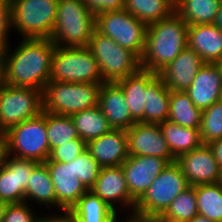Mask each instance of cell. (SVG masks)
<instances>
[{
  "mask_svg": "<svg viewBox=\"0 0 222 222\" xmlns=\"http://www.w3.org/2000/svg\"><path fill=\"white\" fill-rule=\"evenodd\" d=\"M157 76L155 72L140 68L134 74L116 81L125 95L131 117L136 122L144 123L145 89Z\"/></svg>",
  "mask_w": 222,
  "mask_h": 222,
  "instance_id": "603a6c76",
  "label": "cell"
},
{
  "mask_svg": "<svg viewBox=\"0 0 222 222\" xmlns=\"http://www.w3.org/2000/svg\"><path fill=\"white\" fill-rule=\"evenodd\" d=\"M7 206H8V203L0 200V222L3 221V217H4Z\"/></svg>",
  "mask_w": 222,
  "mask_h": 222,
  "instance_id": "c3c4849f",
  "label": "cell"
},
{
  "mask_svg": "<svg viewBox=\"0 0 222 222\" xmlns=\"http://www.w3.org/2000/svg\"><path fill=\"white\" fill-rule=\"evenodd\" d=\"M55 44L50 39L22 38L14 51L8 46L6 84L44 91L50 81V70Z\"/></svg>",
  "mask_w": 222,
  "mask_h": 222,
  "instance_id": "6da1fadb",
  "label": "cell"
},
{
  "mask_svg": "<svg viewBox=\"0 0 222 222\" xmlns=\"http://www.w3.org/2000/svg\"><path fill=\"white\" fill-rule=\"evenodd\" d=\"M189 187L180 165L169 163L136 202L132 217L152 220L161 216L174 198Z\"/></svg>",
  "mask_w": 222,
  "mask_h": 222,
  "instance_id": "277c9868",
  "label": "cell"
},
{
  "mask_svg": "<svg viewBox=\"0 0 222 222\" xmlns=\"http://www.w3.org/2000/svg\"><path fill=\"white\" fill-rule=\"evenodd\" d=\"M45 163L54 186L56 207L63 213L68 212L88 190L75 175L73 160L64 163L48 159Z\"/></svg>",
  "mask_w": 222,
  "mask_h": 222,
  "instance_id": "e0dca14e",
  "label": "cell"
},
{
  "mask_svg": "<svg viewBox=\"0 0 222 222\" xmlns=\"http://www.w3.org/2000/svg\"><path fill=\"white\" fill-rule=\"evenodd\" d=\"M7 157V142L4 132H0V168L4 165Z\"/></svg>",
  "mask_w": 222,
  "mask_h": 222,
  "instance_id": "7bdbcfd3",
  "label": "cell"
},
{
  "mask_svg": "<svg viewBox=\"0 0 222 222\" xmlns=\"http://www.w3.org/2000/svg\"><path fill=\"white\" fill-rule=\"evenodd\" d=\"M95 29L142 58L146 46L147 25L125 9L96 15Z\"/></svg>",
  "mask_w": 222,
  "mask_h": 222,
  "instance_id": "30bf717a",
  "label": "cell"
},
{
  "mask_svg": "<svg viewBox=\"0 0 222 222\" xmlns=\"http://www.w3.org/2000/svg\"><path fill=\"white\" fill-rule=\"evenodd\" d=\"M198 214L195 186H189L177 195L160 216L179 222H189Z\"/></svg>",
  "mask_w": 222,
  "mask_h": 222,
  "instance_id": "836d02e7",
  "label": "cell"
},
{
  "mask_svg": "<svg viewBox=\"0 0 222 222\" xmlns=\"http://www.w3.org/2000/svg\"><path fill=\"white\" fill-rule=\"evenodd\" d=\"M31 203L8 204L2 222H36L39 216L30 208Z\"/></svg>",
  "mask_w": 222,
  "mask_h": 222,
  "instance_id": "74e56055",
  "label": "cell"
},
{
  "mask_svg": "<svg viewBox=\"0 0 222 222\" xmlns=\"http://www.w3.org/2000/svg\"><path fill=\"white\" fill-rule=\"evenodd\" d=\"M128 154L134 156H156L168 163L176 161L162 135L159 124L136 122L126 130Z\"/></svg>",
  "mask_w": 222,
  "mask_h": 222,
  "instance_id": "7c38bea8",
  "label": "cell"
},
{
  "mask_svg": "<svg viewBox=\"0 0 222 222\" xmlns=\"http://www.w3.org/2000/svg\"><path fill=\"white\" fill-rule=\"evenodd\" d=\"M188 24L174 12L149 24L141 68L158 73L187 47Z\"/></svg>",
  "mask_w": 222,
  "mask_h": 222,
  "instance_id": "7a4b0ae2",
  "label": "cell"
},
{
  "mask_svg": "<svg viewBox=\"0 0 222 222\" xmlns=\"http://www.w3.org/2000/svg\"><path fill=\"white\" fill-rule=\"evenodd\" d=\"M38 163L7 155L0 168V200L8 204L24 202L30 173Z\"/></svg>",
  "mask_w": 222,
  "mask_h": 222,
  "instance_id": "5bb4252c",
  "label": "cell"
},
{
  "mask_svg": "<svg viewBox=\"0 0 222 222\" xmlns=\"http://www.w3.org/2000/svg\"><path fill=\"white\" fill-rule=\"evenodd\" d=\"M5 133L7 155L45 162L50 157L47 139L46 112L10 127Z\"/></svg>",
  "mask_w": 222,
  "mask_h": 222,
  "instance_id": "52a82bcc",
  "label": "cell"
},
{
  "mask_svg": "<svg viewBox=\"0 0 222 222\" xmlns=\"http://www.w3.org/2000/svg\"><path fill=\"white\" fill-rule=\"evenodd\" d=\"M100 169L101 167L88 150L73 160L74 173L87 190L96 183Z\"/></svg>",
  "mask_w": 222,
  "mask_h": 222,
  "instance_id": "d590c367",
  "label": "cell"
},
{
  "mask_svg": "<svg viewBox=\"0 0 222 222\" xmlns=\"http://www.w3.org/2000/svg\"><path fill=\"white\" fill-rule=\"evenodd\" d=\"M56 207V194L45 162H39L30 173V179L24 195V202Z\"/></svg>",
  "mask_w": 222,
  "mask_h": 222,
  "instance_id": "484cf974",
  "label": "cell"
},
{
  "mask_svg": "<svg viewBox=\"0 0 222 222\" xmlns=\"http://www.w3.org/2000/svg\"><path fill=\"white\" fill-rule=\"evenodd\" d=\"M144 123L160 124L169 117L170 90L157 76L145 89Z\"/></svg>",
  "mask_w": 222,
  "mask_h": 222,
  "instance_id": "d4e9b609",
  "label": "cell"
},
{
  "mask_svg": "<svg viewBox=\"0 0 222 222\" xmlns=\"http://www.w3.org/2000/svg\"><path fill=\"white\" fill-rule=\"evenodd\" d=\"M68 213L77 222H117L119 217L112 207L89 190L79 198Z\"/></svg>",
  "mask_w": 222,
  "mask_h": 222,
  "instance_id": "cb8c5ba5",
  "label": "cell"
},
{
  "mask_svg": "<svg viewBox=\"0 0 222 222\" xmlns=\"http://www.w3.org/2000/svg\"><path fill=\"white\" fill-rule=\"evenodd\" d=\"M43 112V92L4 84L0 87V132Z\"/></svg>",
  "mask_w": 222,
  "mask_h": 222,
  "instance_id": "8fae6325",
  "label": "cell"
},
{
  "mask_svg": "<svg viewBox=\"0 0 222 222\" xmlns=\"http://www.w3.org/2000/svg\"><path fill=\"white\" fill-rule=\"evenodd\" d=\"M12 29V7L11 2L0 0V49L9 46V32Z\"/></svg>",
  "mask_w": 222,
  "mask_h": 222,
  "instance_id": "f35d334b",
  "label": "cell"
},
{
  "mask_svg": "<svg viewBox=\"0 0 222 222\" xmlns=\"http://www.w3.org/2000/svg\"><path fill=\"white\" fill-rule=\"evenodd\" d=\"M58 0H13L12 28L23 38L50 39Z\"/></svg>",
  "mask_w": 222,
  "mask_h": 222,
  "instance_id": "ba28073f",
  "label": "cell"
},
{
  "mask_svg": "<svg viewBox=\"0 0 222 222\" xmlns=\"http://www.w3.org/2000/svg\"><path fill=\"white\" fill-rule=\"evenodd\" d=\"M207 145L212 150L214 157L218 162L220 168H222V139L211 141Z\"/></svg>",
  "mask_w": 222,
  "mask_h": 222,
  "instance_id": "60d3db41",
  "label": "cell"
},
{
  "mask_svg": "<svg viewBox=\"0 0 222 222\" xmlns=\"http://www.w3.org/2000/svg\"><path fill=\"white\" fill-rule=\"evenodd\" d=\"M87 47L99 64L104 82H116L141 68V59L134 52L96 30Z\"/></svg>",
  "mask_w": 222,
  "mask_h": 222,
  "instance_id": "9c48e42d",
  "label": "cell"
},
{
  "mask_svg": "<svg viewBox=\"0 0 222 222\" xmlns=\"http://www.w3.org/2000/svg\"><path fill=\"white\" fill-rule=\"evenodd\" d=\"M50 80L71 83H104L99 64L87 46H55Z\"/></svg>",
  "mask_w": 222,
  "mask_h": 222,
  "instance_id": "5b68a950",
  "label": "cell"
},
{
  "mask_svg": "<svg viewBox=\"0 0 222 222\" xmlns=\"http://www.w3.org/2000/svg\"><path fill=\"white\" fill-rule=\"evenodd\" d=\"M58 222H77L68 212L58 214Z\"/></svg>",
  "mask_w": 222,
  "mask_h": 222,
  "instance_id": "f6af8a7d",
  "label": "cell"
},
{
  "mask_svg": "<svg viewBox=\"0 0 222 222\" xmlns=\"http://www.w3.org/2000/svg\"><path fill=\"white\" fill-rule=\"evenodd\" d=\"M169 163L156 156L129 157L121 164L130 197L137 202Z\"/></svg>",
  "mask_w": 222,
  "mask_h": 222,
  "instance_id": "4fadbf2b",
  "label": "cell"
},
{
  "mask_svg": "<svg viewBox=\"0 0 222 222\" xmlns=\"http://www.w3.org/2000/svg\"><path fill=\"white\" fill-rule=\"evenodd\" d=\"M168 120L186 128L200 129L202 111L186 91H170Z\"/></svg>",
  "mask_w": 222,
  "mask_h": 222,
  "instance_id": "f546056e",
  "label": "cell"
},
{
  "mask_svg": "<svg viewBox=\"0 0 222 222\" xmlns=\"http://www.w3.org/2000/svg\"><path fill=\"white\" fill-rule=\"evenodd\" d=\"M98 105L112 129L128 130L136 123L131 117L125 95L116 82L101 84Z\"/></svg>",
  "mask_w": 222,
  "mask_h": 222,
  "instance_id": "ffe728a7",
  "label": "cell"
},
{
  "mask_svg": "<svg viewBox=\"0 0 222 222\" xmlns=\"http://www.w3.org/2000/svg\"><path fill=\"white\" fill-rule=\"evenodd\" d=\"M89 191L100 197L117 213V203L119 207L129 208L131 212L128 216H132L136 202L130 197L122 166L102 167L96 183Z\"/></svg>",
  "mask_w": 222,
  "mask_h": 222,
  "instance_id": "2e32d148",
  "label": "cell"
},
{
  "mask_svg": "<svg viewBox=\"0 0 222 222\" xmlns=\"http://www.w3.org/2000/svg\"><path fill=\"white\" fill-rule=\"evenodd\" d=\"M176 162L189 186L213 184L219 180L220 166L207 144L180 155Z\"/></svg>",
  "mask_w": 222,
  "mask_h": 222,
  "instance_id": "9a60e30c",
  "label": "cell"
},
{
  "mask_svg": "<svg viewBox=\"0 0 222 222\" xmlns=\"http://www.w3.org/2000/svg\"><path fill=\"white\" fill-rule=\"evenodd\" d=\"M222 0H175V12L188 24H214Z\"/></svg>",
  "mask_w": 222,
  "mask_h": 222,
  "instance_id": "83f0119b",
  "label": "cell"
},
{
  "mask_svg": "<svg viewBox=\"0 0 222 222\" xmlns=\"http://www.w3.org/2000/svg\"><path fill=\"white\" fill-rule=\"evenodd\" d=\"M125 10L148 26L172 15L175 0H125Z\"/></svg>",
  "mask_w": 222,
  "mask_h": 222,
  "instance_id": "4dcf8cb0",
  "label": "cell"
},
{
  "mask_svg": "<svg viewBox=\"0 0 222 222\" xmlns=\"http://www.w3.org/2000/svg\"><path fill=\"white\" fill-rule=\"evenodd\" d=\"M198 214L222 222V186L217 182L195 186Z\"/></svg>",
  "mask_w": 222,
  "mask_h": 222,
  "instance_id": "1f68e13d",
  "label": "cell"
},
{
  "mask_svg": "<svg viewBox=\"0 0 222 222\" xmlns=\"http://www.w3.org/2000/svg\"><path fill=\"white\" fill-rule=\"evenodd\" d=\"M43 215L44 214H42L41 217H39L36 222H58V214L56 215V213H55V215L54 214L53 215L47 214V216L45 214L44 217H43Z\"/></svg>",
  "mask_w": 222,
  "mask_h": 222,
  "instance_id": "ee69618b",
  "label": "cell"
},
{
  "mask_svg": "<svg viewBox=\"0 0 222 222\" xmlns=\"http://www.w3.org/2000/svg\"><path fill=\"white\" fill-rule=\"evenodd\" d=\"M87 150V143L82 139H73L51 151L49 159L57 162H70Z\"/></svg>",
  "mask_w": 222,
  "mask_h": 222,
  "instance_id": "8d00e7d4",
  "label": "cell"
},
{
  "mask_svg": "<svg viewBox=\"0 0 222 222\" xmlns=\"http://www.w3.org/2000/svg\"><path fill=\"white\" fill-rule=\"evenodd\" d=\"M96 15L82 0H58L50 40L59 47H86L96 30Z\"/></svg>",
  "mask_w": 222,
  "mask_h": 222,
  "instance_id": "3957f363",
  "label": "cell"
},
{
  "mask_svg": "<svg viewBox=\"0 0 222 222\" xmlns=\"http://www.w3.org/2000/svg\"><path fill=\"white\" fill-rule=\"evenodd\" d=\"M89 10L95 14L125 9V0H82Z\"/></svg>",
  "mask_w": 222,
  "mask_h": 222,
  "instance_id": "ab89813d",
  "label": "cell"
},
{
  "mask_svg": "<svg viewBox=\"0 0 222 222\" xmlns=\"http://www.w3.org/2000/svg\"><path fill=\"white\" fill-rule=\"evenodd\" d=\"M221 89L219 68L215 63H205L186 92L195 106L204 111L213 103L220 101Z\"/></svg>",
  "mask_w": 222,
  "mask_h": 222,
  "instance_id": "44dd1931",
  "label": "cell"
},
{
  "mask_svg": "<svg viewBox=\"0 0 222 222\" xmlns=\"http://www.w3.org/2000/svg\"><path fill=\"white\" fill-rule=\"evenodd\" d=\"M189 222H213L206 218L205 216H202L200 214H197L194 218H192Z\"/></svg>",
  "mask_w": 222,
  "mask_h": 222,
  "instance_id": "7dc6e473",
  "label": "cell"
},
{
  "mask_svg": "<svg viewBox=\"0 0 222 222\" xmlns=\"http://www.w3.org/2000/svg\"><path fill=\"white\" fill-rule=\"evenodd\" d=\"M6 83L5 49H0V87Z\"/></svg>",
  "mask_w": 222,
  "mask_h": 222,
  "instance_id": "b9f144b4",
  "label": "cell"
},
{
  "mask_svg": "<svg viewBox=\"0 0 222 222\" xmlns=\"http://www.w3.org/2000/svg\"><path fill=\"white\" fill-rule=\"evenodd\" d=\"M187 46L205 63L222 59V30L214 24L188 25Z\"/></svg>",
  "mask_w": 222,
  "mask_h": 222,
  "instance_id": "7402d4cb",
  "label": "cell"
},
{
  "mask_svg": "<svg viewBox=\"0 0 222 222\" xmlns=\"http://www.w3.org/2000/svg\"><path fill=\"white\" fill-rule=\"evenodd\" d=\"M214 25L218 26L222 30V1L220 3L219 11H218V14L216 16Z\"/></svg>",
  "mask_w": 222,
  "mask_h": 222,
  "instance_id": "bcb514c9",
  "label": "cell"
},
{
  "mask_svg": "<svg viewBox=\"0 0 222 222\" xmlns=\"http://www.w3.org/2000/svg\"><path fill=\"white\" fill-rule=\"evenodd\" d=\"M204 64L202 58L187 46L157 74L170 91H186Z\"/></svg>",
  "mask_w": 222,
  "mask_h": 222,
  "instance_id": "ac0fdd59",
  "label": "cell"
},
{
  "mask_svg": "<svg viewBox=\"0 0 222 222\" xmlns=\"http://www.w3.org/2000/svg\"><path fill=\"white\" fill-rule=\"evenodd\" d=\"M101 84L50 80L43 91V111L71 116L98 105Z\"/></svg>",
  "mask_w": 222,
  "mask_h": 222,
  "instance_id": "8992f818",
  "label": "cell"
},
{
  "mask_svg": "<svg viewBox=\"0 0 222 222\" xmlns=\"http://www.w3.org/2000/svg\"><path fill=\"white\" fill-rule=\"evenodd\" d=\"M46 130L50 152L73 139L78 133L70 116L46 112Z\"/></svg>",
  "mask_w": 222,
  "mask_h": 222,
  "instance_id": "d6a6232c",
  "label": "cell"
},
{
  "mask_svg": "<svg viewBox=\"0 0 222 222\" xmlns=\"http://www.w3.org/2000/svg\"><path fill=\"white\" fill-rule=\"evenodd\" d=\"M152 221L153 222H179V221H172V220H169V219H165V218H162L160 216L153 218Z\"/></svg>",
  "mask_w": 222,
  "mask_h": 222,
  "instance_id": "f907efd6",
  "label": "cell"
},
{
  "mask_svg": "<svg viewBox=\"0 0 222 222\" xmlns=\"http://www.w3.org/2000/svg\"><path fill=\"white\" fill-rule=\"evenodd\" d=\"M172 155L177 159L202 145L199 129L186 128L166 120L159 124Z\"/></svg>",
  "mask_w": 222,
  "mask_h": 222,
  "instance_id": "4316f807",
  "label": "cell"
},
{
  "mask_svg": "<svg viewBox=\"0 0 222 222\" xmlns=\"http://www.w3.org/2000/svg\"><path fill=\"white\" fill-rule=\"evenodd\" d=\"M87 150L102 167H116L129 157L126 130L112 129L87 143Z\"/></svg>",
  "mask_w": 222,
  "mask_h": 222,
  "instance_id": "d6986e66",
  "label": "cell"
},
{
  "mask_svg": "<svg viewBox=\"0 0 222 222\" xmlns=\"http://www.w3.org/2000/svg\"><path fill=\"white\" fill-rule=\"evenodd\" d=\"M217 67L219 68L221 79H222V59L215 63Z\"/></svg>",
  "mask_w": 222,
  "mask_h": 222,
  "instance_id": "816d5d0a",
  "label": "cell"
},
{
  "mask_svg": "<svg viewBox=\"0 0 222 222\" xmlns=\"http://www.w3.org/2000/svg\"><path fill=\"white\" fill-rule=\"evenodd\" d=\"M220 101L222 102V89H221V96H220Z\"/></svg>",
  "mask_w": 222,
  "mask_h": 222,
  "instance_id": "db71d44e",
  "label": "cell"
},
{
  "mask_svg": "<svg viewBox=\"0 0 222 222\" xmlns=\"http://www.w3.org/2000/svg\"><path fill=\"white\" fill-rule=\"evenodd\" d=\"M218 183L222 186V168H220V175H219Z\"/></svg>",
  "mask_w": 222,
  "mask_h": 222,
  "instance_id": "f5cc1de1",
  "label": "cell"
},
{
  "mask_svg": "<svg viewBox=\"0 0 222 222\" xmlns=\"http://www.w3.org/2000/svg\"><path fill=\"white\" fill-rule=\"evenodd\" d=\"M123 222H153V221L152 220L138 219V218H135V217H132V216H127V218L125 217Z\"/></svg>",
  "mask_w": 222,
  "mask_h": 222,
  "instance_id": "681fc988",
  "label": "cell"
},
{
  "mask_svg": "<svg viewBox=\"0 0 222 222\" xmlns=\"http://www.w3.org/2000/svg\"><path fill=\"white\" fill-rule=\"evenodd\" d=\"M200 137L202 144L222 139V102L213 103L202 111Z\"/></svg>",
  "mask_w": 222,
  "mask_h": 222,
  "instance_id": "e575fe53",
  "label": "cell"
},
{
  "mask_svg": "<svg viewBox=\"0 0 222 222\" xmlns=\"http://www.w3.org/2000/svg\"><path fill=\"white\" fill-rule=\"evenodd\" d=\"M80 139L88 143L112 130L99 105L70 116Z\"/></svg>",
  "mask_w": 222,
  "mask_h": 222,
  "instance_id": "f1b7e54d",
  "label": "cell"
}]
</instances>
